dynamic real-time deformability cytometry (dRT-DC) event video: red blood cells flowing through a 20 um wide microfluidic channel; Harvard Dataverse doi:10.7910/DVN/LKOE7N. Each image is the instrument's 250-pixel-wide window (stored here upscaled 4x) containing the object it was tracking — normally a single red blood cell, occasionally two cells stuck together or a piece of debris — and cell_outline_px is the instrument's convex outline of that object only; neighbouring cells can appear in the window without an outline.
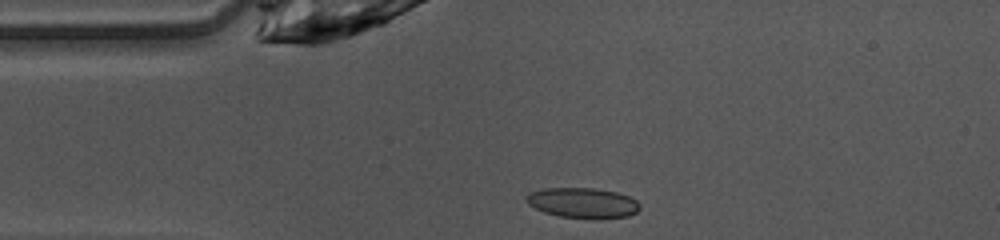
{"species": "common noctule bat (a hibernating species)", "species_latin": "Nyctalus noctula", "temperature_condition": "warm", "stored_images_in_passage": 39, "camera_frame_rate_fps": 3000, "um_per_image_px": 0.085, "animal": {"sex": "female", "body_mass_g": 10.0, "forearm_length_mm": 53.1}, "frame": {"image": 1, "passage_image": 1, "time_ms": 0.0, "image_size_px": [1000, 240], "cell_outline_px": [[640, 208], [636, 212], [628, 216], [600, 220], [596, 220], [560, 216], [544, 212], [528, 204], [524, 200], [524, 196], [528, 192], [544, 188], [596, 188], [616, 192], [628, 196], [636, 200], [640, 204]], "centroid_in_image_um": [49.52, 17.25], "position_along_channel_um": 35.5, "area_um2": 20.46}}
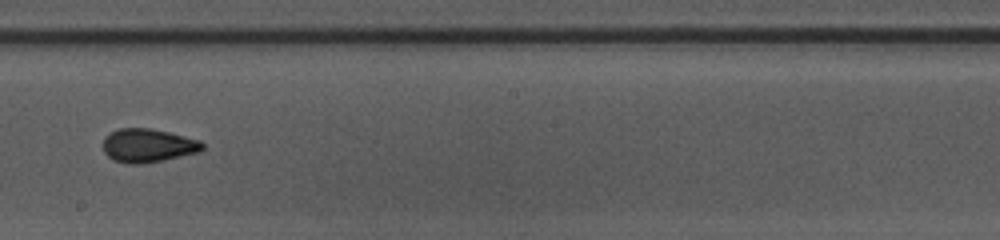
{"frame": {"image": 2, "passage_image": 17, "time_ms": 5.333, "image_size_px": [1000, 240], "cell_outline_px": [[204, 148], [200, 152], [164, 160], [144, 164], [128, 164], [112, 160], [104, 152], [104, 136], [108, 132], [120, 128], [152, 128], [200, 140], [204, 144]], "centroid_in_image_um": [12.57, 12.37], "position_along_channel_um": 235.6, "area_um2": 19.71}}
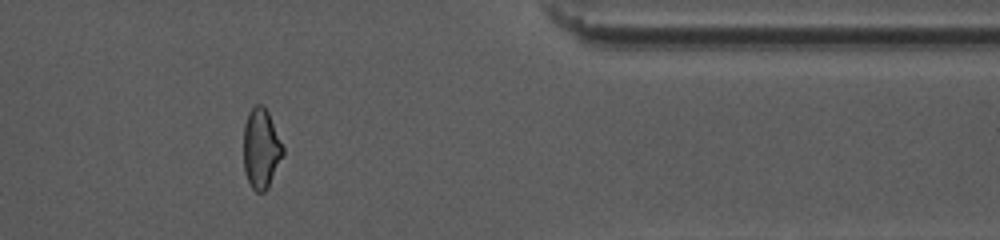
{"frame": {"image": 3, "passage_image": 30, "time_ms": 9.667, "image_size_px": [1000, 240], "cell_outline_px": [[284, 152], [268, 188], [264, 192], [256, 192], [252, 188], [244, 172], [244, 124], [248, 112], [256, 104], [260, 104], [268, 112], [284, 148]], "centroid_in_image_um": [22.18, 12.64], "position_along_channel_um": 389.2, "area_um2": 18.21}, "authors_computed_cell_mechanics": {"area_um2": 19.1896, "velocity_mm_per_s": 4.1127, "shape_relaxation_time_tau1_ms": 4.3532, "shape_relaxation_time_tau2_ms": 1.6803, "deformation_change_tau1": 0.1305, "deformation_change_tau2": 0.0749}}